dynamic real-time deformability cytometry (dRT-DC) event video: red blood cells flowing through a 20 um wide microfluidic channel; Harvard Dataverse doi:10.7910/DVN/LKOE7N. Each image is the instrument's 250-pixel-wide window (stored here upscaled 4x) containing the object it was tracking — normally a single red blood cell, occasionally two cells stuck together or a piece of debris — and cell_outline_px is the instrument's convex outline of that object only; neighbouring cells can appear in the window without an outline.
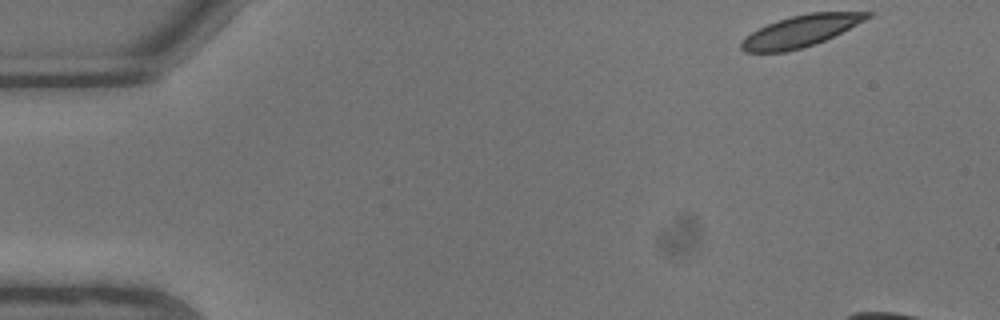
{"species": "common noctule bat (a hibernating species)", "species_latin": "Nyctalus noctula", "temperature_condition": "warm", "stored_images_in_passage": 5, "camera_frame_rate_fps": 3000, "um_per_image_px": 0.085, "animal": {"sex": "male", "body_mass_g": 13.3}, "frame": {"image": 1, "passage_image": 1, "time_ms": 0.0, "image_size_px": [1000, 320], "cell_outline_px": [[872, 16], [816, 44], [804, 48], [784, 52], [744, 52], [740, 48], [740, 44], [752, 32], [776, 20], [808, 12], [872, 12]], "centroid_in_image_um": [68.04, 2.64], "position_along_channel_um": 17.0, "area_um2": 22.77}}